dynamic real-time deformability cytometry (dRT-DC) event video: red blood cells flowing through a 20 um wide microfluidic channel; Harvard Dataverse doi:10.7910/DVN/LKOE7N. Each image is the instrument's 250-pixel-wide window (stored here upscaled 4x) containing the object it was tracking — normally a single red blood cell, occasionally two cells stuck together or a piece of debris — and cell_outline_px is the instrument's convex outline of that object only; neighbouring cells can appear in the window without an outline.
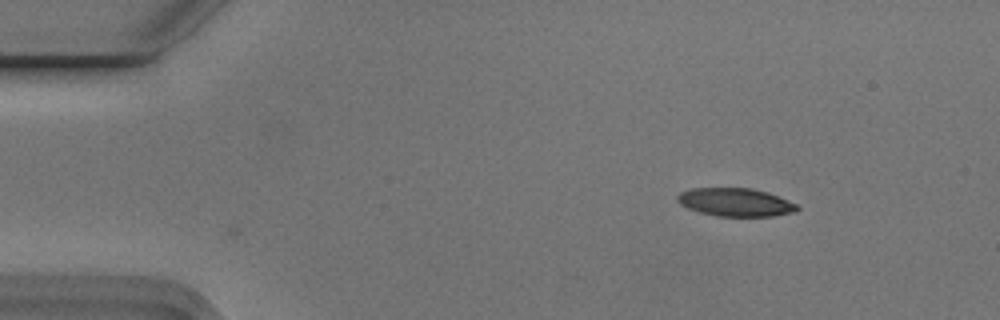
{"species": "Egyptian fruit bat (a non-hibernating species)", "species_latin": "Rousettus aegyptiacus", "temperature_condition": "cold", "stored_images_in_passage": 2, "camera_frame_rate_fps": 3000, "um_per_image_px": 0.085, "animal": {"sex": "male"}, "frame": {"image": 1, "passage_image": 2, "time_ms": 0.333, "image_size_px": [1000, 320], "cell_outline_px": [[800, 208], [796, 212], [772, 216], [716, 216], [700, 212], [688, 208], [680, 204], [676, 200], [676, 196], [680, 192], [692, 188], [752, 188], [768, 192], [796, 204]], "centroid_in_image_um": [62.5, 17.19], "position_along_channel_um": 22.5, "area_um2": 19.71}}